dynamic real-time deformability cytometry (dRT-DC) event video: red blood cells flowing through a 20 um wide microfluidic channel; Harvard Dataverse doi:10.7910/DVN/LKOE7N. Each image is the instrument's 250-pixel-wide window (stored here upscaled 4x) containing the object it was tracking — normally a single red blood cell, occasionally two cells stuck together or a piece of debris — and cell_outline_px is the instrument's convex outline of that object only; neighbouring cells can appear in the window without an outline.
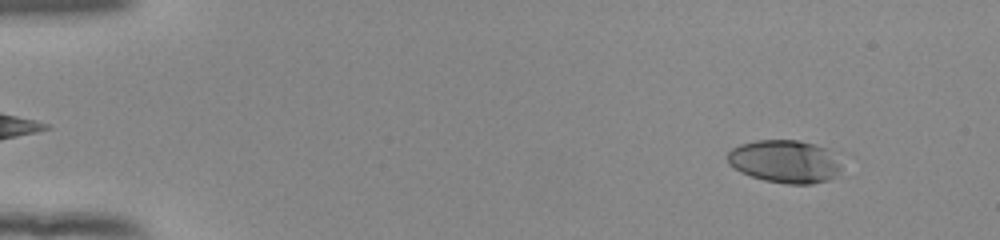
{"species": "human", "species_latin": "Homo sapiens", "temperature_condition": "room temperature", "stored_images_in_passage": 53, "camera_frame_rate_fps": 3000, "um_per_image_px": 0.085, "donor": {"sex": "female"}, "frame": {"image": 1, "passage_image": 5, "time_ms": 1.333, "image_size_px": [1000, 240], "cell_outline_px": [[840, 168], [836, 176], [828, 180], [812, 184], [788, 184], [764, 180], [740, 172], [728, 164], [728, 152], [732, 148], [740, 144], [756, 140], [800, 140], [828, 148], [840, 164]], "centroid_in_image_um": [66.7, 13.72], "position_along_channel_um": 18.3, "area_um2": 28.5}}
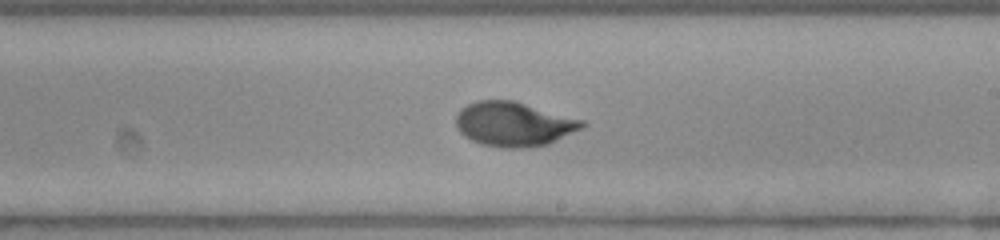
{"frame": {"image": 2, "passage_image": 32, "time_ms": 10.333, "image_size_px": [1000, 240], "cell_outline_px": [[588, 124], [584, 128], [548, 144], [524, 148], [500, 148], [480, 144], [464, 136], [456, 128], [456, 116], [460, 108], [476, 100], [512, 100], [584, 120]], "centroid_in_image_um": [43.67, 10.55], "position_along_channel_um": 245.3, "area_um2": 32.89}}
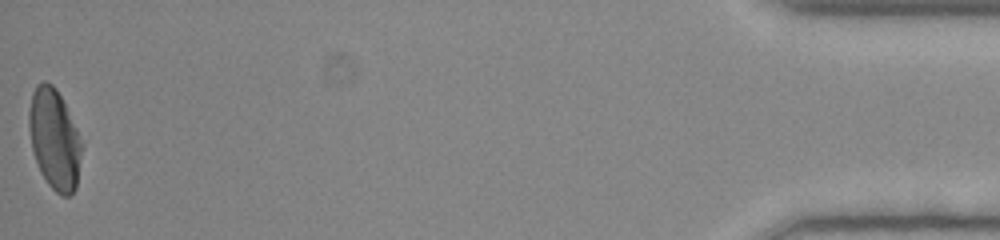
{"frame": {"image": 3, "passage_image": 53, "time_ms": 17.333, "image_size_px": [1000, 240], "cell_outline_px": [[84, 144], [76, 188], [68, 196], [60, 196], [48, 184], [40, 172], [32, 148], [28, 128], [28, 112], [32, 92], [36, 84], [44, 80], [52, 84], [56, 88]], "centroid_in_image_um": [4.62, 11.83], "position_along_channel_um": 430.6, "area_um2": 31.1}, "authors_computed_cell_mechanics": {"area_um2": 31.0964, "velocity_mm_per_s": 3.9072, "shape_relaxation_time_tau1_ms": 5.6932, "shape_relaxation_time_tau2_ms": 0.8689, "deformation_change_tau1": 0.2333, "deformation_change_tau2": 0.0433}}